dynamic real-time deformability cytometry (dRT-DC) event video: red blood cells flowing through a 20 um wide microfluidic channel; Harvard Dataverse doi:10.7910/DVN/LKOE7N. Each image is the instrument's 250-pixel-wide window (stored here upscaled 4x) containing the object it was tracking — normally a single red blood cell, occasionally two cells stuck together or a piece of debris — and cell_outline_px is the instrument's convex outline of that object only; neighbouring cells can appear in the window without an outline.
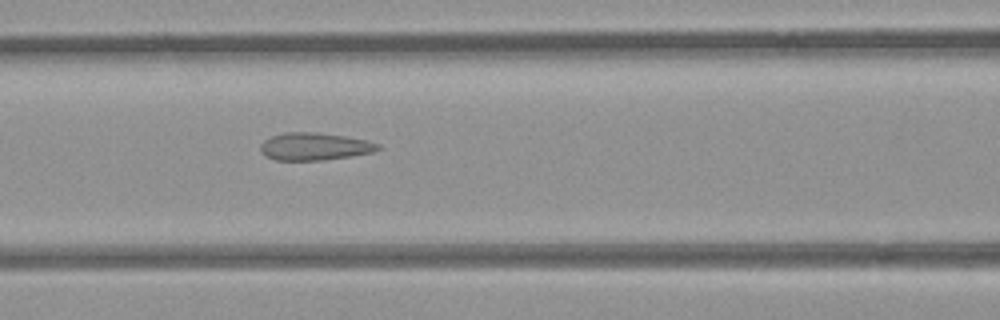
{"species": "common noctule bat (a hibernating species)", "species_latin": "Nyctalus noctula", "temperature_condition": "room temperature", "stored_images_in_passage": 53, "camera_frame_rate_fps": 3000, "um_per_image_px": 0.085, "animal": {"sex": "female", "body_mass_g": 21.9}, "frame": {"image": 1, "passage_image": 23, "time_ms": 7.333, "image_size_px": [1000, 320], "cell_outline_px": [[380, 148], [372, 152], [352, 156], [320, 160], [276, 160], [268, 156], [260, 148], [260, 144], [264, 140], [272, 136], [284, 132], [316, 132], [344, 136], [368, 140], [380, 144]], "centroid_in_image_um": [26.76, 12.44], "position_along_channel_um": 139.8, "area_um2": 18.67}}
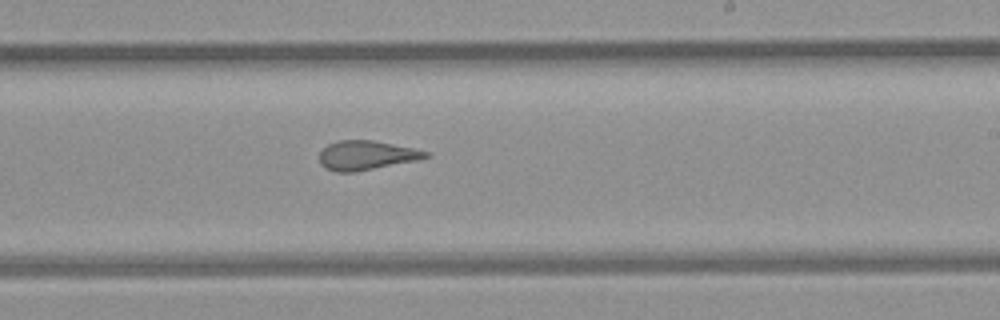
{"frame": {"image": 2, "passage_image": 32, "time_ms": 10.333, "image_size_px": [1000, 320], "cell_outline_px": [[432, 156], [416, 160], [356, 172], [336, 172], [324, 168], [320, 164], [320, 152], [328, 144], [340, 140], [372, 140], [412, 148], [428, 152]], "centroid_in_image_um": [31.11, 13.21], "position_along_channel_um": 257.9, "area_um2": 17.98}}
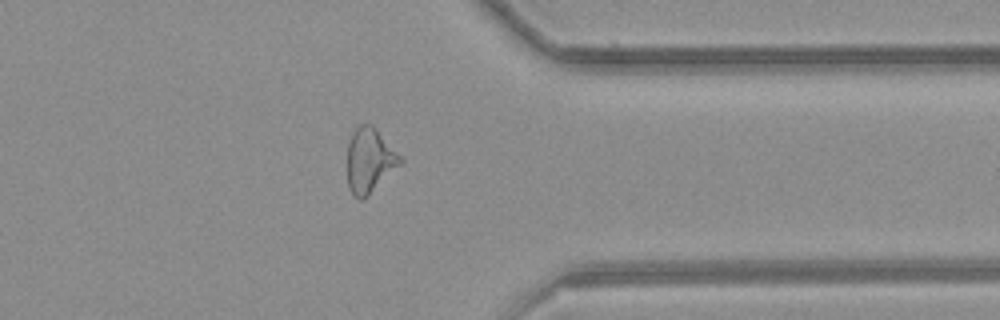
{"frame": {"image": 3, "passage_image": 42, "time_ms": 13.667, "image_size_px": [1000, 320], "cell_outline_px": [[404, 160], [364, 200], [360, 200], [352, 192], [348, 184], [348, 144], [352, 132], [360, 124], [372, 124], [376, 128]], "centroid_in_image_um": [31.41, 13.62], "position_along_channel_um": 380.0, "area_um2": 19.65}, "authors_computed_cell_mechanics": {"area_um2": 20.23, "velocity_mm_per_s": 3.9354, "shape_relaxation_time_tau1_ms": null, "shape_relaxation_time_tau2_ms": 1.3074, "deformation_change_tau1": null, "deformation_change_tau2": 0.1148}}